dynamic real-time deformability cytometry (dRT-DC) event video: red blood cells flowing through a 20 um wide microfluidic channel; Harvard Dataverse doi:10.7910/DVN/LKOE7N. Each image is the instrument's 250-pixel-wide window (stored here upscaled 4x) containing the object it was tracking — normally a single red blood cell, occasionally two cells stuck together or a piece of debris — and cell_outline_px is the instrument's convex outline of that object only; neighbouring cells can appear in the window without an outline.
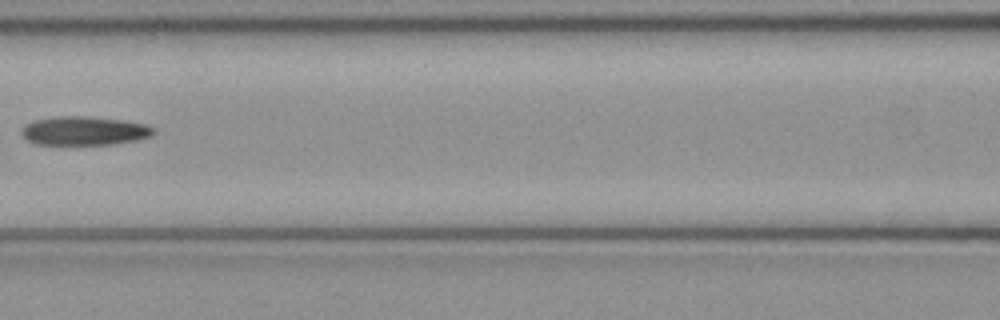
{"species": "common noctule bat (a hibernating species)", "species_latin": "Nyctalus noctula", "temperature_condition": "cold", "stored_images_in_passage": 6, "camera_frame_rate_fps": 3000, "um_per_image_px": 0.085, "animal": {"sex": "female", "body_mass_g": 21.9}, "frame": {"image": 1, "passage_image": 6, "time_ms": 1.667, "image_size_px": [1000, 320], "cell_outline_px": [[156, 132], [152, 136], [140, 140], [112, 144], [36, 144], [28, 140], [20, 132], [28, 124], [36, 120], [60, 116], [88, 116], [124, 120], [144, 124], [156, 128]], "centroid_in_image_um": [7.26, 11.12], "position_along_channel_um": 159.3, "area_um2": 22.08}}